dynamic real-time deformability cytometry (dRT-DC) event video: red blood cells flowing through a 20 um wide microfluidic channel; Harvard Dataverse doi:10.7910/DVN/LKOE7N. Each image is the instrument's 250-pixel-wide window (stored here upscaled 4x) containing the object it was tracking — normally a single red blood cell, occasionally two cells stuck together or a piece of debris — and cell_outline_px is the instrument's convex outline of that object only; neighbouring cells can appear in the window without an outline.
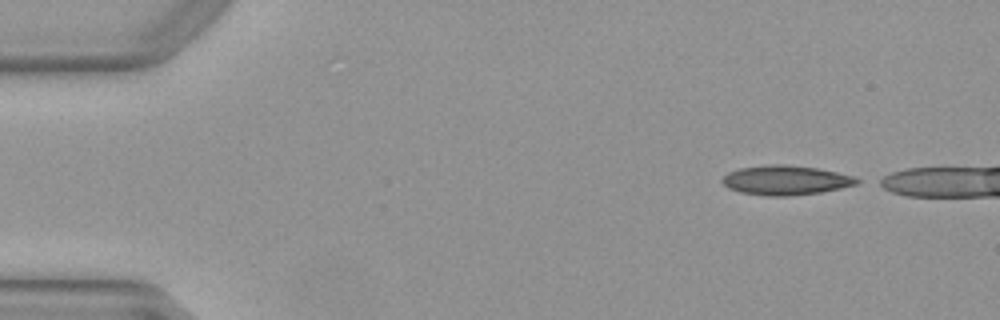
{"species": "Egyptian fruit bat (a non-hibernating species)", "species_latin": "Rousettus aegyptiacus", "temperature_condition": "warm", "stored_images_in_passage": 41, "camera_frame_rate_fps": 3000, "um_per_image_px": 0.085, "animal": {"sex": "female"}, "frame": {"image": 1, "passage_image": 1, "time_ms": 0.0, "image_size_px": [1000, 320], "cell_outline_px": [[864, 180], [856, 184], [840, 188], [820, 192], [788, 196], [768, 196], [740, 192], [728, 188], [720, 180], [728, 172], [740, 168], [772, 164], [784, 164], [816, 168], [856, 176]], "centroid_in_image_um": [66.8, 15.31], "position_along_channel_um": 18.2, "area_um2": 23.12}}
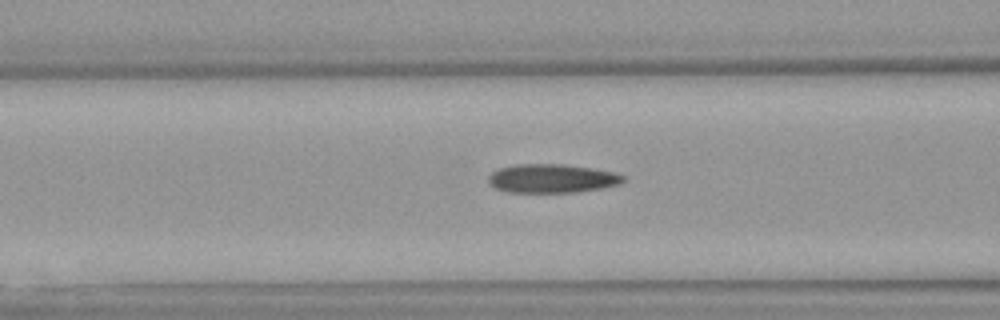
{"frame": {"image": 2, "passage_image": 16, "time_ms": 5.0, "image_size_px": [1000, 320], "cell_outline_px": [[628, 180], [620, 184], [604, 188], [576, 192], [508, 192], [496, 188], [488, 184], [488, 176], [492, 172], [500, 168], [516, 164], [564, 164], [592, 168], [612, 172], [624, 176]], "centroid_in_image_um": [46.93, 15.17], "position_along_channel_um": 119.7, "area_um2": 22.72}}
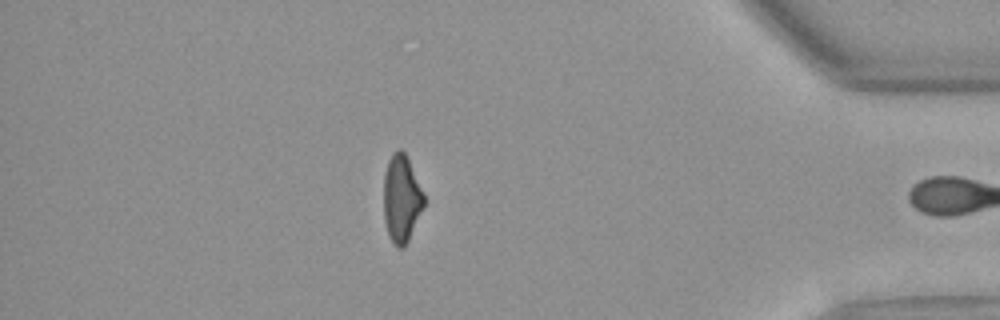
{"frame": {"image": 3, "passage_image": 40, "time_ms": 13.0, "image_size_px": [1000, 320], "cell_outline_px": [[424, 204], [408, 240], [404, 248], [396, 248], [388, 236], [384, 220], [384, 172], [388, 160], [392, 152], [400, 148], [404, 152], [424, 192]], "centroid_in_image_um": [34.1, 16.88], "position_along_channel_um": 401.1, "area_um2": 20.46}, "authors_computed_cell_mechanics": {"area_um2": 22.5998, "velocity_mm_per_s": 4.0214, "shape_relaxation_time_tau1_ms": null, "shape_relaxation_time_tau2_ms": 3.2596, "deformation_change_tau1": null, "deformation_change_tau2": 0.1181}}